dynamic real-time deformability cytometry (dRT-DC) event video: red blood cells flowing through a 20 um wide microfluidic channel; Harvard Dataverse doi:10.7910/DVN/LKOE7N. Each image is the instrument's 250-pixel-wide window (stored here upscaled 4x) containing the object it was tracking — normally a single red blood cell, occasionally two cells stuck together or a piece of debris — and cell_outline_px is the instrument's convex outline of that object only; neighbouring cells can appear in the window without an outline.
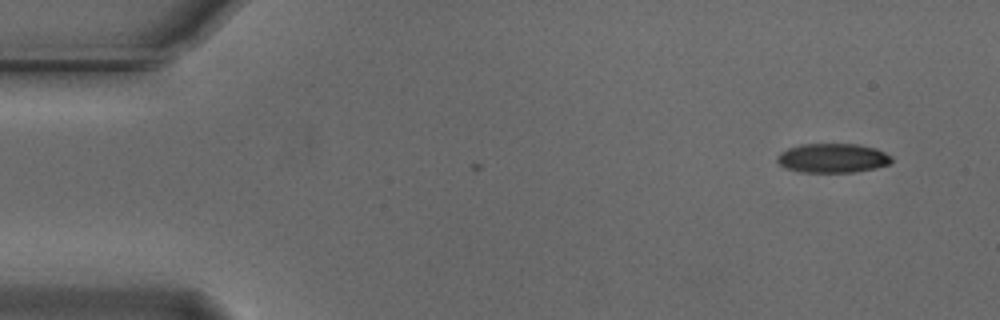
{"species": "Egyptian fruit bat (a non-hibernating species)", "species_latin": "Rousettus aegyptiacus", "temperature_condition": "cold", "stored_images_in_passage": 4, "camera_frame_rate_fps": 3000, "um_per_image_px": 0.085, "animal": {"sex": "male"}, "frame": {"image": 1, "passage_image": 1, "time_ms": 0.0, "image_size_px": [1000, 320], "cell_outline_px": [[892, 160], [888, 164], [876, 168], [852, 172], [800, 172], [788, 168], [780, 164], [776, 160], [776, 156], [780, 152], [788, 148], [800, 144], [856, 144], [876, 148], [892, 156]], "centroid_in_image_um": [70.76, 13.43], "position_along_channel_um": 14.2, "area_um2": 19.48}}